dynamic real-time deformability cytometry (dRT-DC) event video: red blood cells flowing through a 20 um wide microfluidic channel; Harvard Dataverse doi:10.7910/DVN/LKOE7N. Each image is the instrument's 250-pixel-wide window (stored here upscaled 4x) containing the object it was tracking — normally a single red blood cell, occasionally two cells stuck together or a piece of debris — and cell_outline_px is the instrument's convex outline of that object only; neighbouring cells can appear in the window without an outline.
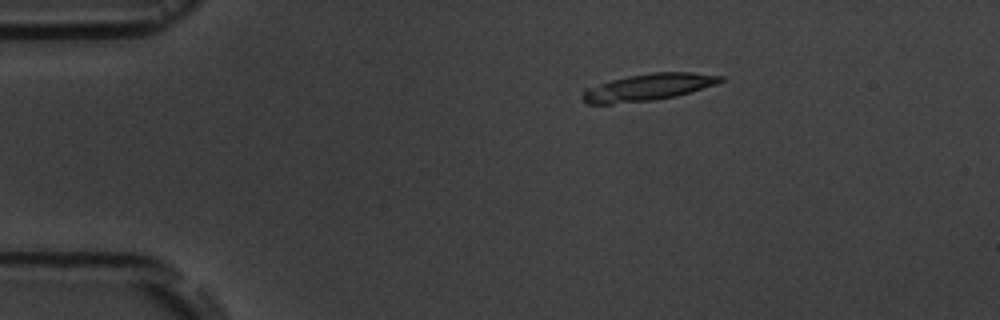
{"species": "common noctule bat (a hibernating species)", "species_latin": "Nyctalus noctula", "temperature_condition": "room temperature", "stored_images_in_passage": 9, "camera_frame_rate_fps": 3000, "um_per_image_px": 0.085, "animal": {"sex": "male", "body_mass_g": 19.5, "forearm_length_mm": 54.6}, "frame": {"image": 1, "passage_image": 1, "time_ms": 0.0, "image_size_px": [1000, 320], "cell_outline_px": [[724, 80], [716, 84], [676, 96], [656, 100], [612, 104], [588, 104], [584, 100], [584, 88], [612, 80], [628, 76], [652, 72], [692, 72], [724, 76]], "centroid_in_image_um": [55.11, 7.41], "position_along_channel_um": 29.9, "area_um2": 21.56}}